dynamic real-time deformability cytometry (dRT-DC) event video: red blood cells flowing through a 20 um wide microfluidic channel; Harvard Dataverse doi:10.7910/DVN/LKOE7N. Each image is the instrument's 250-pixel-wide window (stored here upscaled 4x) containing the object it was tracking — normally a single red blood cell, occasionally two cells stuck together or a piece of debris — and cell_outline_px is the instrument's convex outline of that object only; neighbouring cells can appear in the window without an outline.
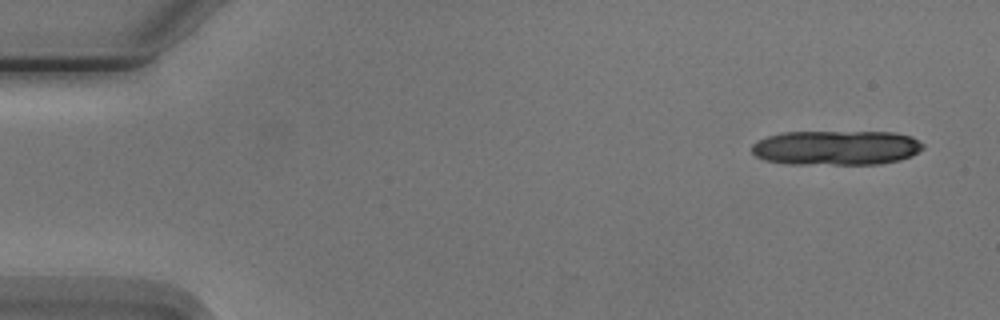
{"species": "Egyptian fruit bat (a non-hibernating species)", "species_latin": "Rousettus aegyptiacus", "temperature_condition": "cold", "stored_images_in_passage": 5, "camera_frame_rate_fps": 3000, "um_per_image_px": 0.085, "animal": {"sex": "male"}, "frame": {"image": 1, "passage_image": 1, "time_ms": 0.0, "image_size_px": [1000, 320], "cell_outline_px": [[924, 148], [912, 156], [900, 160], [880, 164], [792, 164], [764, 160], [756, 156], [752, 152], [752, 144], [756, 140], [768, 136], [784, 132], [896, 132], [912, 136], [924, 144]], "centroid_in_image_um": [71.11, 12.56], "position_along_channel_um": 13.9, "area_um2": 34.91}}
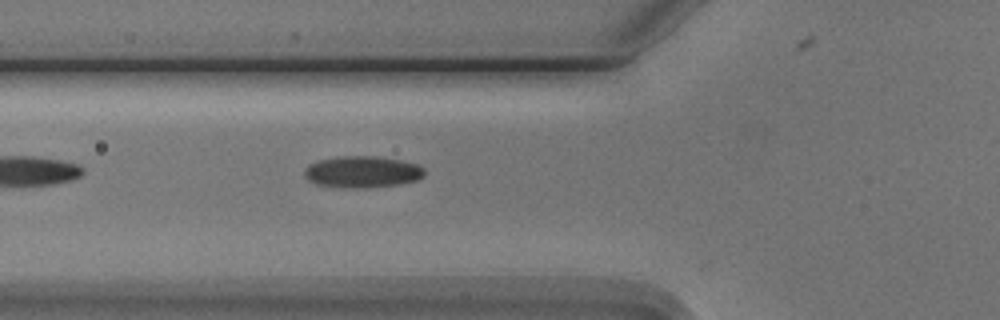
{"frame": {"image": 2, "passage_image": 5, "time_ms": 5.667, "image_size_px": [1000, 320], "cell_outline_px": [[424, 176], [416, 180], [400, 184], [368, 188], [344, 188], [316, 184], [308, 180], [304, 176], [304, 172], [308, 164], [320, 160], [340, 156], [376, 156], [400, 160], [416, 164], [424, 168]], "centroid_in_image_um": [30.78, 14.62], "position_along_channel_um": 95.0, "area_um2": 22.2}}